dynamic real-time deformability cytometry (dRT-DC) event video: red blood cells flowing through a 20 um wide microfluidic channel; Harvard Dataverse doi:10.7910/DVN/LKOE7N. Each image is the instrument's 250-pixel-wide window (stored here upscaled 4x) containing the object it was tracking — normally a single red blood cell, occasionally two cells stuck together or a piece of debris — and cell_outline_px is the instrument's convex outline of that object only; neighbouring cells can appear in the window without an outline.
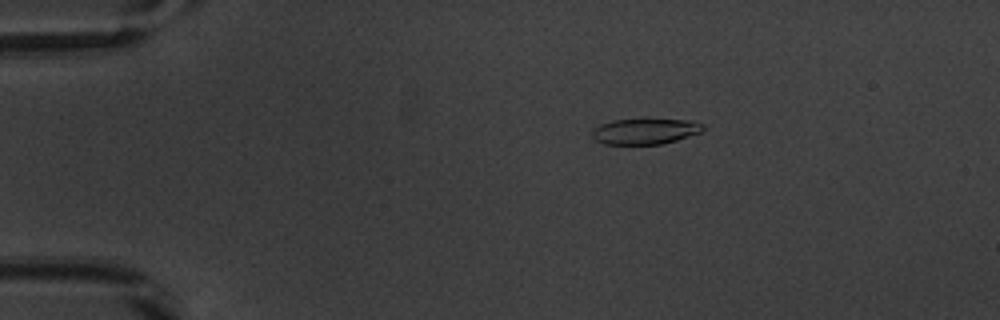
{"species": "common noctule bat (a hibernating species)", "species_latin": "Nyctalus noctula", "temperature_condition": "warm", "stored_images_in_passage": 54, "camera_frame_rate_fps": 3000, "um_per_image_px": 0.085, "animal": {"sex": "male", "body_mass_g": 20.1, "forearm_length_mm": 53.5}, "frame": {"image": 1, "passage_image": 11, "time_ms": 3.333, "image_size_px": [1000, 320], "cell_outline_px": [[704, 128], [700, 132], [676, 140], [660, 144], [604, 144], [596, 140], [592, 136], [592, 128], [600, 124], [612, 120], [644, 116], [688, 120], [704, 124]], "centroid_in_image_um": [54.81, 11.1], "position_along_channel_um": 30.2, "area_um2": 17.46}}
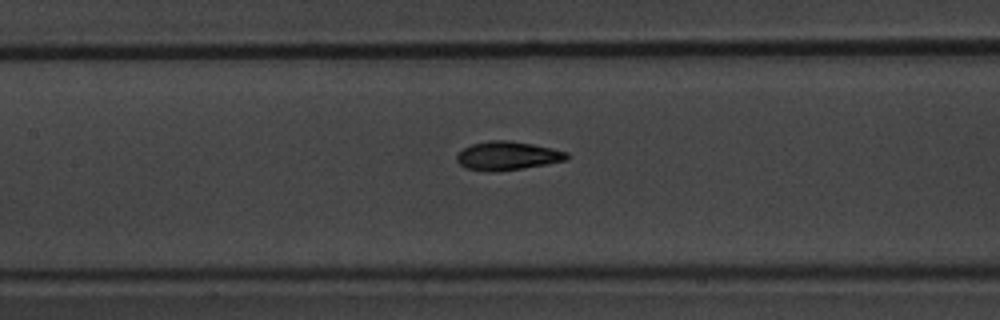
{"frame": {"image": 2, "passage_image": 26, "time_ms": 8.333, "image_size_px": [1000, 320], "cell_outline_px": [[568, 160], [520, 168], [488, 172], [468, 168], [460, 164], [456, 160], [456, 156], [464, 148], [472, 144], [488, 140], [508, 140], [532, 144], [552, 148], [568, 152]], "centroid_in_image_um": [43.13, 13.22], "position_along_channel_um": 164.3, "area_um2": 18.09}}
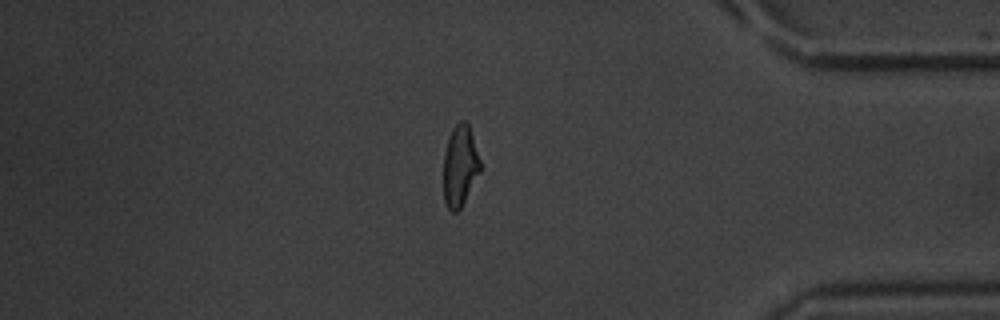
{"frame": {"image": 3, "passage_image": 46, "time_ms": 15.0, "image_size_px": [1000, 320], "cell_outline_px": [[480, 172], [460, 208], [456, 212], [452, 212], [448, 208], [444, 200], [444, 152], [448, 136], [452, 128], [460, 120], [464, 120], [468, 124], [480, 160]], "centroid_in_image_um": [39.08, 14.08], "position_along_channel_um": 396.1, "area_um2": 17.17}, "authors_computed_cell_mechanics": {"area_um2": 17.9758, "velocity_mm_per_s": 3.8659, "shape_relaxation_time_tau1_ms": 3.5183, "shape_relaxation_time_tau2_ms": 1.1926, "deformation_change_tau1": 0.1744, "deformation_change_tau2": 0.0707}}